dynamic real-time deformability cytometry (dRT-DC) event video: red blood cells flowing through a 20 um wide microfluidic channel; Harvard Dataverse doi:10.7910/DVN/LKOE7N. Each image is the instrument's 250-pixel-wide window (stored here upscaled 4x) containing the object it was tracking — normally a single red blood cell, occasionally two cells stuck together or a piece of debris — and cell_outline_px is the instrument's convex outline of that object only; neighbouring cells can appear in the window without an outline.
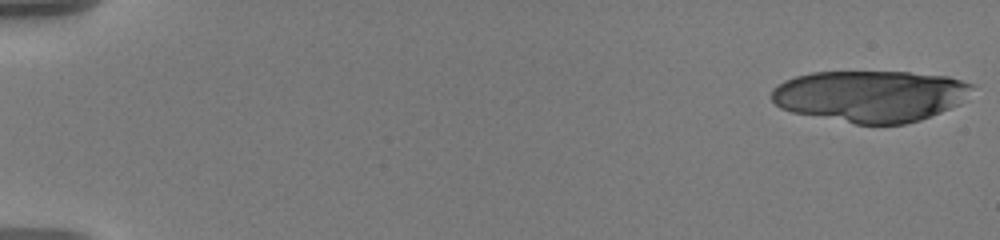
{"species": "human", "species_latin": "Homo sapiens", "temperature_condition": "warm", "stored_images_in_passage": 20, "camera_frame_rate_fps": 3000, "um_per_image_px": 0.085, "donor": {"sex": "male"}, "frame": {"image": 1, "passage_image": 1, "time_ms": 0.0, "image_size_px": [1000, 240], "cell_outline_px": [[976, 84], [960, 104], [920, 120], [904, 124], [856, 124], [792, 112], [780, 108], [772, 100], [772, 88], [784, 80], [796, 76], [812, 72], [908, 72], [948, 76]], "centroid_in_image_um": [73.99, 8.16], "position_along_channel_um": 11.0, "area_um2": 60.34}}